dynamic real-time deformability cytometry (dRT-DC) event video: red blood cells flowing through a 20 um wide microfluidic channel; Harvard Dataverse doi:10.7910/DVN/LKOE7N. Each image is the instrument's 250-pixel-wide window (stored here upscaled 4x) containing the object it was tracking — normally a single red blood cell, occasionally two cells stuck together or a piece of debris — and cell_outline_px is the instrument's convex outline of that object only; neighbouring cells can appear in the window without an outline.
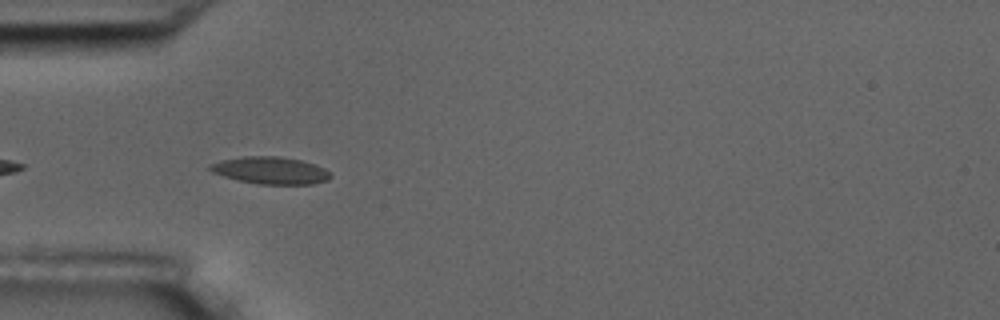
{"species": "common noctule bat (a hibernating species)", "species_latin": "Nyctalus noctula", "temperature_condition": "room temperature", "stored_images_in_passage": 6, "camera_frame_rate_fps": 3000, "um_per_image_px": 0.085, "animal": {"sex": "male", "body_mass_g": 17.5, "forearm_length_mm": 52.3}, "frame": {"image": 1, "passage_image": 5, "time_ms": 4.667, "image_size_px": [1000, 320], "cell_outline_px": [[332, 176], [328, 180], [312, 184], [260, 184], [240, 180], [224, 176], [212, 172], [208, 168], [208, 164], [220, 160], [244, 156], [280, 156], [300, 160], [324, 168]], "centroid_in_image_um": [22.96, 14.48], "position_along_channel_um": 62.0, "area_um2": 18.96}}